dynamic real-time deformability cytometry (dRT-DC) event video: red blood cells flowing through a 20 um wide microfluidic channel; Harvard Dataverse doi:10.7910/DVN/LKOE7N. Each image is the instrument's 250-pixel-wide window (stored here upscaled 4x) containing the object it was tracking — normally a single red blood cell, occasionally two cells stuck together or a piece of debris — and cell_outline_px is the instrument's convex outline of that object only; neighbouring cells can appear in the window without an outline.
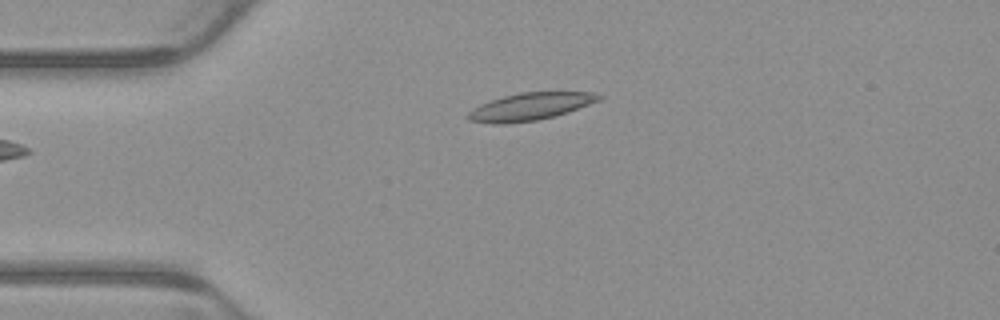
{"species": "common noctule bat (a hibernating species)", "species_latin": "Nyctalus noctula", "temperature_condition": "warm", "stored_images_in_passage": 4, "camera_frame_rate_fps": 3000, "um_per_image_px": 0.085, "animal": {"sex": "male", "body_mass_g": 23.1, "forearm_length_mm": 52.7}, "frame": {"image": 1, "passage_image": 4, "time_ms": 1.0, "image_size_px": [1000, 320], "cell_outline_px": [[604, 96], [600, 100], [568, 112], [536, 120], [504, 124], [496, 124], [468, 120], [464, 116], [472, 108], [480, 104], [504, 96], [520, 92], [592, 92]], "centroid_in_image_um": [45.03, 9.06], "position_along_channel_um": 40.0, "area_um2": 20.81}}